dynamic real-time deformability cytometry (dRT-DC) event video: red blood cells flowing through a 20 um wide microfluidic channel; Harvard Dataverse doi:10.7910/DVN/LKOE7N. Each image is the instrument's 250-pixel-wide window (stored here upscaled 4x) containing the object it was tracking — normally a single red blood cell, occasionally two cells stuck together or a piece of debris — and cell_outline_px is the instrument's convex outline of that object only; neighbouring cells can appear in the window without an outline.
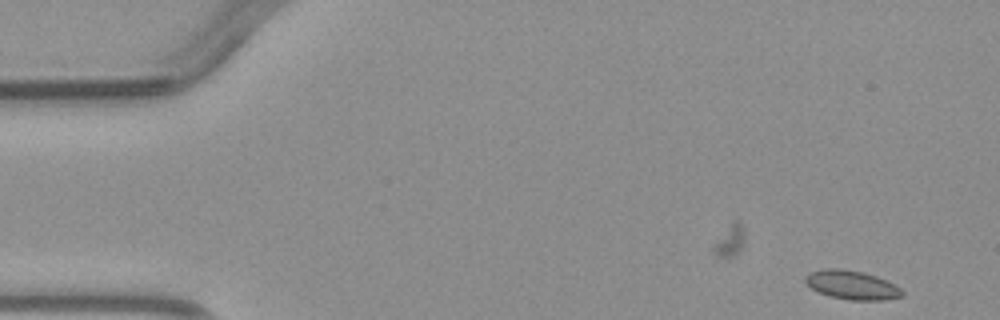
{"species": "common noctule bat (a hibernating species)", "species_latin": "Nyctalus noctula", "temperature_condition": "warm", "stored_images_in_passage": 3, "camera_frame_rate_fps": 3000, "um_per_image_px": 0.085, "animal": {"sex": "male", "body_mass_g": 23.1, "forearm_length_mm": 52.7}, "frame": {"image": 1, "passage_image": 3, "time_ms": 2.333, "image_size_px": [1000, 320], "cell_outline_px": [[904, 296], [880, 300], [852, 300], [832, 296], [820, 292], [812, 288], [804, 280], [804, 276], [812, 272], [828, 268], [840, 268], [864, 272], [876, 276], [900, 288], [904, 292]], "centroid_in_image_um": [72.42, 24.21], "position_along_channel_um": 12.6, "area_um2": 15.95}}